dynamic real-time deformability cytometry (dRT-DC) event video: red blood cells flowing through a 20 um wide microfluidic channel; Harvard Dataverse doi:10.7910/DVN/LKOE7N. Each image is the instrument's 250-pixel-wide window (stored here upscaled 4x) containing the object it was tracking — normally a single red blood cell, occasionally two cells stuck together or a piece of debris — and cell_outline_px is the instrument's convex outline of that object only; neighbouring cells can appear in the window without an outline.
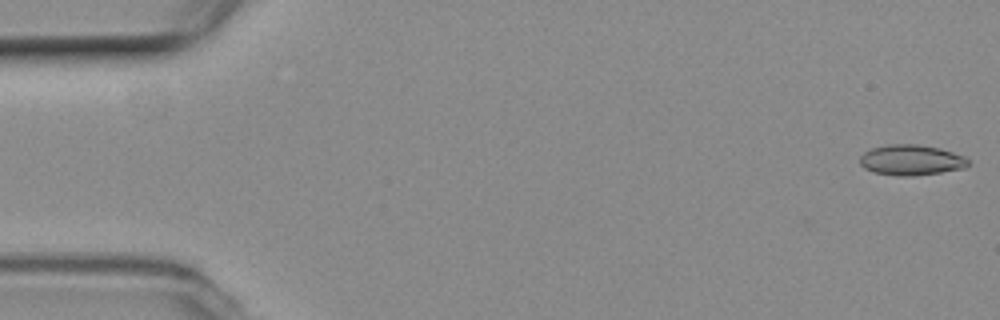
{"species": "common noctule bat (a hibernating species)", "species_latin": "Nyctalus noctula", "temperature_condition": "room temperature", "stored_images_in_passage": 54, "camera_frame_rate_fps": 3000, "um_per_image_px": 0.085, "animal": {"sex": "female", "body_mass_g": 19.3, "forearm_length_mm": 54.1}, "frame": {"image": 1, "passage_image": 1, "time_ms": 0.0, "image_size_px": [1000, 320], "cell_outline_px": [[968, 164], [964, 168], [940, 172], [912, 176], [896, 176], [872, 172], [864, 168], [860, 164], [860, 156], [864, 152], [872, 148], [888, 144], [916, 144], [940, 148], [964, 156], [968, 160]], "centroid_in_image_um": [77.41, 13.6], "position_along_channel_um": 7.6, "area_um2": 19.25}}
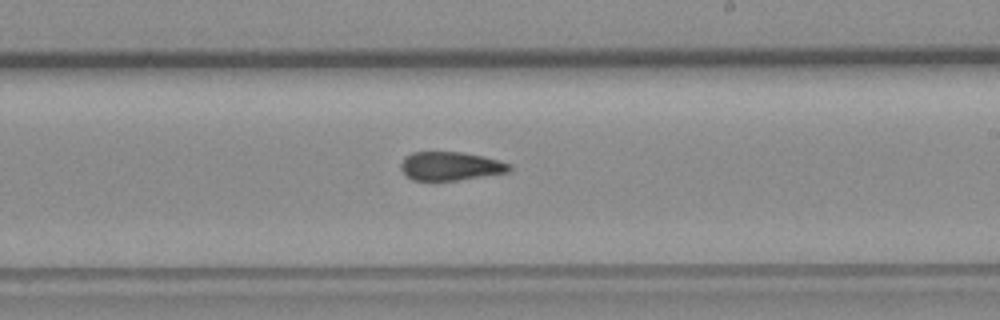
{"frame": {"image": 2, "passage_image": 31, "time_ms": 10.0, "image_size_px": [1000, 320], "cell_outline_px": [[512, 172], [456, 180], [412, 180], [404, 176], [400, 168], [400, 164], [404, 156], [412, 152], [464, 152], [484, 156], [500, 160], [512, 164]], "centroid_in_image_um": [38.3, 14.11], "position_along_channel_um": 250.7, "area_um2": 18.5}}
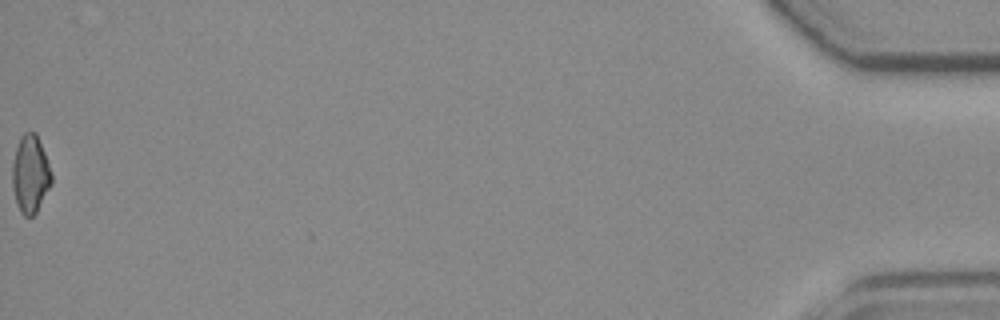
{"frame": {"image": 3, "passage_image": 54, "time_ms": 17.667, "image_size_px": [1000, 320], "cell_outline_px": [[52, 184], [36, 212], [32, 216], [24, 216], [20, 212], [16, 200], [12, 184], [12, 164], [16, 148], [20, 136], [24, 132], [36, 132], [52, 172]], "centroid_in_image_um": [2.58, 14.79], "position_along_channel_um": 432.6, "area_um2": 17.74}, "authors_computed_cell_mechanics": {"area_um2": 18.6983, "velocity_mm_per_s": 3.8085, "shape_relaxation_time_tau1_ms": null, "shape_relaxation_time_tau2_ms": 3.5402, "deformation_change_tau1": null, "deformation_change_tau2": 0.1104}}